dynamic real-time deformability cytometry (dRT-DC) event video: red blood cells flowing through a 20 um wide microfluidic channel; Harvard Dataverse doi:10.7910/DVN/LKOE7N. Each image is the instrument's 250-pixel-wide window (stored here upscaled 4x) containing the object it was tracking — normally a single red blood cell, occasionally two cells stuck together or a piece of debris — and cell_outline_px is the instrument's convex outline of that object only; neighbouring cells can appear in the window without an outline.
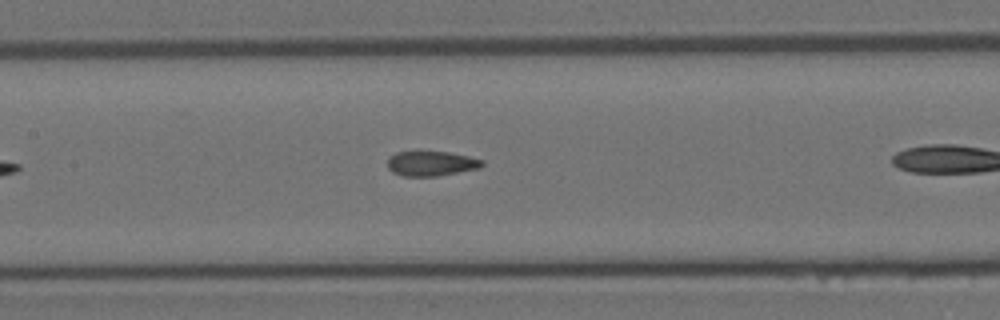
{"species": "Egyptian fruit bat (a non-hibernating species)", "species_latin": "Rousettus aegyptiacus", "temperature_condition": "room temperature", "stored_images_in_passage": 29, "camera_frame_rate_fps": 3000, "um_per_image_px": 0.085, "animal": {"sex": "female"}, "frame": {"image": 1, "passage_image": 13, "time_ms": 4.0, "image_size_px": [1000, 320], "cell_outline_px": [[484, 164], [480, 168], [436, 176], [404, 176], [392, 172], [388, 168], [388, 156], [396, 152], [448, 152], [468, 156], [484, 160]], "centroid_in_image_um": [36.65, 13.9], "position_along_channel_um": 170.8, "area_um2": 13.64}}
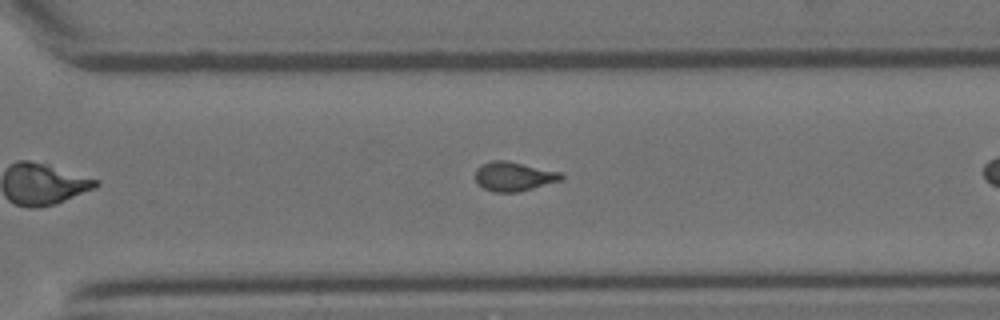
{"frame": {"image": 2, "passage_image": 25, "time_ms": 8.0, "image_size_px": [1000, 320], "cell_outline_px": [[564, 176], [560, 180], [532, 188], [516, 192], [492, 192], [476, 184], [476, 168], [480, 164], [492, 160], [504, 160], [564, 172]], "centroid_in_image_um": [43.65, 14.98], "position_along_channel_um": 327.0, "area_um2": 14.68}}